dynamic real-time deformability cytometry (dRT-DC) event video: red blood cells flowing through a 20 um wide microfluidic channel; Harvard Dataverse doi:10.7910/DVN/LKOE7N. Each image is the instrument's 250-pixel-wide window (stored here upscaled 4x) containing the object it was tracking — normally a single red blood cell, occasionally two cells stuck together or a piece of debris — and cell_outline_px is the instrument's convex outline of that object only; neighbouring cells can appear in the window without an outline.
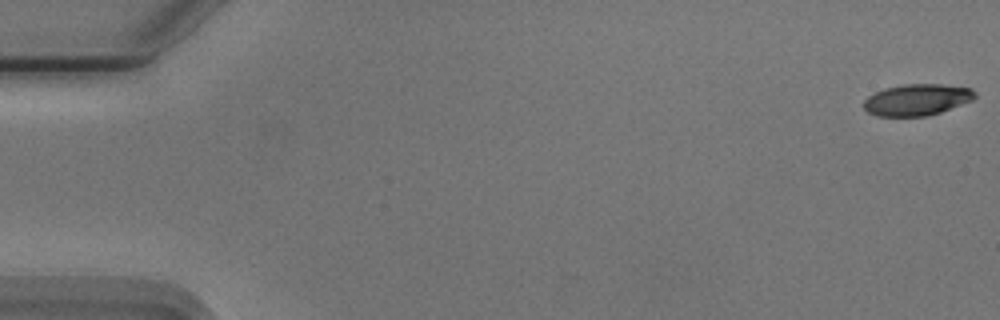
{"species": "Egyptian fruit bat (a non-hibernating species)", "species_latin": "Rousettus aegyptiacus", "temperature_condition": "cold", "stored_images_in_passage": 55, "camera_frame_rate_fps": 3000, "um_per_image_px": 0.085, "animal": {"sex": "male"}, "frame": {"image": 1, "passage_image": 1, "time_ms": 0.0, "image_size_px": [1000, 320], "cell_outline_px": [[976, 96], [972, 100], [940, 112], [928, 116], [876, 116], [868, 112], [864, 108], [864, 100], [868, 96], [884, 88], [904, 84], [940, 84], [972, 88], [976, 92]], "centroid_in_image_um": [77.94, 8.47], "position_along_channel_um": 7.1, "area_um2": 20.35}}
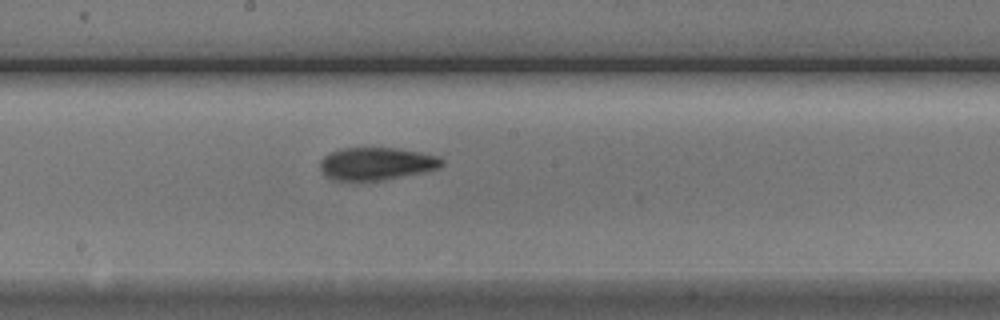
{"frame": {"image": 2, "passage_image": 30, "time_ms": 9.667, "image_size_px": [1000, 320], "cell_outline_px": [[444, 164], [440, 168], [424, 172], [380, 180], [332, 180], [320, 168], [320, 160], [324, 156], [340, 148], [400, 148], [420, 152], [436, 156], [444, 160]], "centroid_in_image_um": [32.02, 13.9], "position_along_channel_um": 216.2, "area_um2": 23.0}}
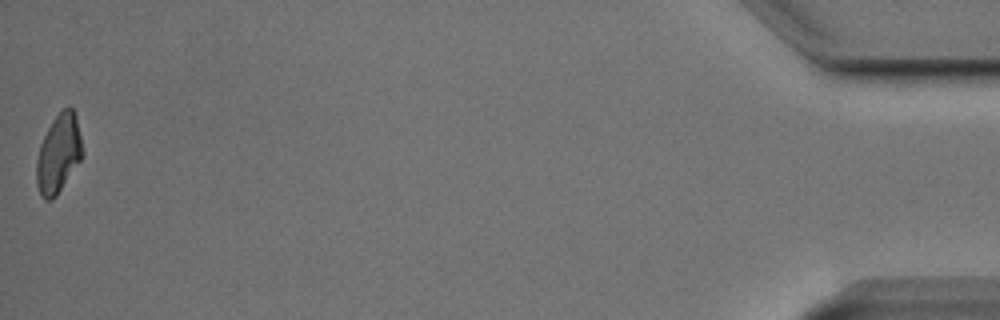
{"frame": {"image": 3, "passage_image": 55, "time_ms": 18.0, "image_size_px": [1000, 320], "cell_outline_px": [[84, 152], [80, 160], [56, 196], [52, 200], [44, 200], [40, 196], [36, 184], [36, 160], [40, 144], [52, 120], [68, 104], [72, 108], [76, 116]], "centroid_in_image_um": [4.96, 13.07], "position_along_channel_um": 430.2, "area_um2": 21.04}, "authors_computed_cell_mechanics": {"area_um2": 22.1374, "velocity_mm_per_s": 3.7465, "shape_relaxation_time_tau1_ms": 2.7353, "shape_relaxation_time_tau2_ms": 2.6674, "deformation_change_tau1": 0.162, "deformation_change_tau2": 0.0992}}